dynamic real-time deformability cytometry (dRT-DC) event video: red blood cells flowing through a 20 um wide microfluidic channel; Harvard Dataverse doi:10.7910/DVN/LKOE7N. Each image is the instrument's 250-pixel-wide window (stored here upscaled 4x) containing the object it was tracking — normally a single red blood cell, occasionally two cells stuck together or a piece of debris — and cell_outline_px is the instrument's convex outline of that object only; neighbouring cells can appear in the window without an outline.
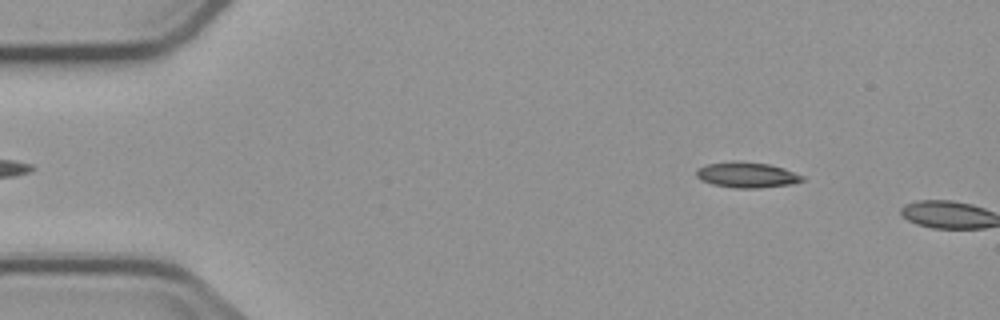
{"species": "common noctule bat (a hibernating species)", "species_latin": "Nyctalus noctula", "temperature_condition": "cold", "stored_images_in_passage": 3, "camera_frame_rate_fps": 3000, "um_per_image_px": 0.085, "animal": {"sex": "male", "body_mass_g": 23.1, "forearm_length_mm": 52.7}, "frame": {"image": 1, "passage_image": 2, "time_ms": 1.333, "image_size_px": [1000, 320], "cell_outline_px": [[804, 180], [792, 184], [760, 188], [736, 188], [712, 184], [700, 180], [696, 176], [696, 168], [708, 164], [732, 160], [740, 160], [768, 164], [784, 168], [804, 176]], "centroid_in_image_um": [63.46, 14.85], "position_along_channel_um": 21.5, "area_um2": 16.01}}